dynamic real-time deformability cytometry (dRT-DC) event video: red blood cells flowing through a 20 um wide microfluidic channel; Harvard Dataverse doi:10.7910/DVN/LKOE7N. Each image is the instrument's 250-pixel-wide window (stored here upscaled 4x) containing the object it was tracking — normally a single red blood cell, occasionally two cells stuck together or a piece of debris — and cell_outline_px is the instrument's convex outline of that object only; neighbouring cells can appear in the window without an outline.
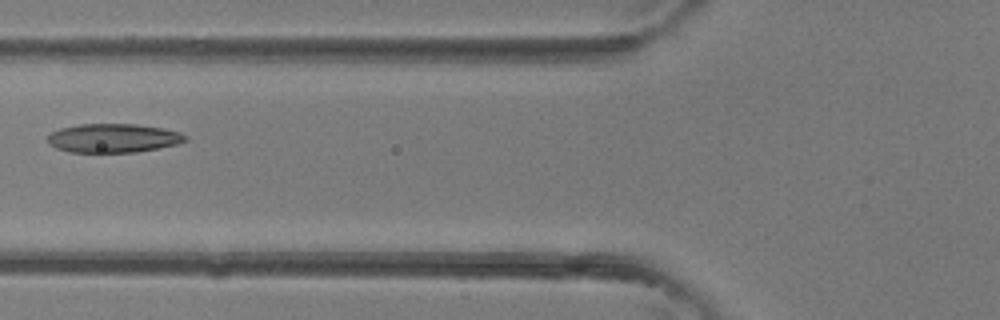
{"species": "common noctule bat (a hibernating species)", "species_latin": "Nyctalus noctula", "temperature_condition": "room temperature", "stored_images_in_passage": 5, "camera_frame_rate_fps": 3000, "um_per_image_px": 0.085, "animal": {"sex": "female"}, "frame": {"image": 1, "passage_image": 5, "time_ms": 1.333, "image_size_px": [1000, 320], "cell_outline_px": [[188, 140], [176, 144], [136, 152], [68, 152], [56, 148], [48, 144], [48, 136], [52, 132], [60, 128], [80, 124], [136, 124], [164, 128], [180, 132], [188, 136]], "centroid_in_image_um": [9.63, 11.73], "position_along_channel_um": 116.2, "area_um2": 23.18}}